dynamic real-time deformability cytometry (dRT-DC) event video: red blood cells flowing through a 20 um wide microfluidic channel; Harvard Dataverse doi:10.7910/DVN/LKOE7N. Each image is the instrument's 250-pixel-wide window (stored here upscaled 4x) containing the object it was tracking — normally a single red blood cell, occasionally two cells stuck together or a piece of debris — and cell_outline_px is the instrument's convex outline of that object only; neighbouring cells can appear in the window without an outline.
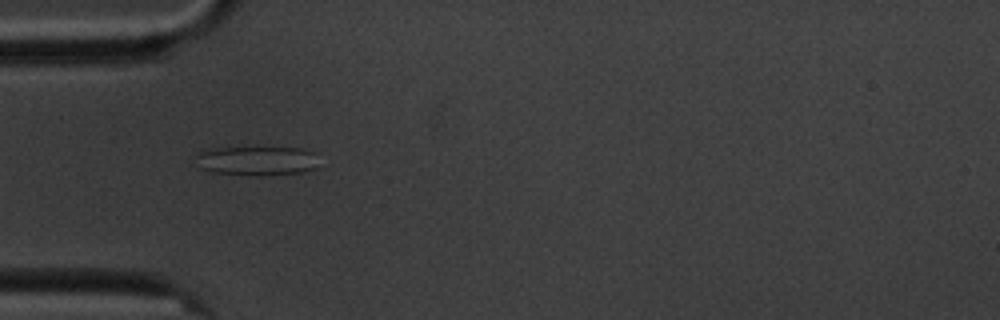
{"species": "common noctule bat (a hibernating species)", "species_latin": "Nyctalus noctula", "temperature_condition": "cold", "stored_images_in_passage": 2, "camera_frame_rate_fps": 3000, "um_per_image_px": 0.085, "animal": {"sex": "male", "body_mass_g": 20.1, "forearm_length_mm": 53.5}, "frame": {"image": 1, "passage_image": 1, "time_ms": 0.0, "image_size_px": [1000, 320], "cell_outline_px": [[316, 168], [304, 172], [260, 176], [212, 172], [200, 168], [196, 156], [196, 152], [212, 148], [304, 148], [316, 152]], "centroid_in_image_um": [21.85, 13.67], "position_along_channel_um": 63.1, "area_um2": 21.1}}
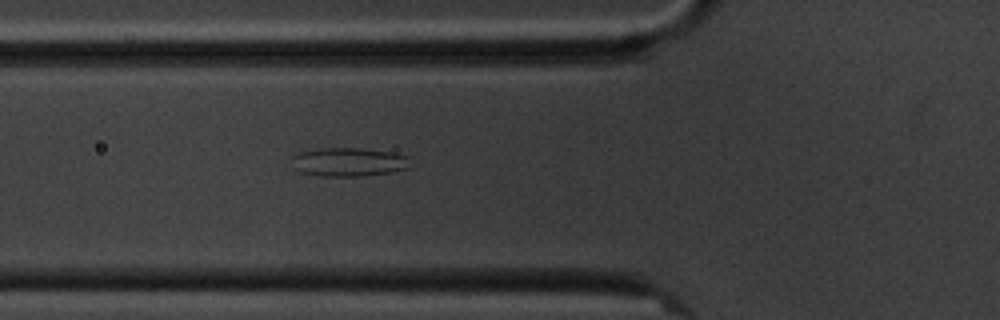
{"frame": {"image": 2, "passage_image": 2, "time_ms": 1.0, "image_size_px": [1000, 320], "cell_outline_px": [[408, 168], [392, 172], [360, 176], [324, 176], [300, 172], [296, 168], [292, 156], [300, 152], [320, 148], [360, 148], [388, 152], [408, 156]], "centroid_in_image_um": [29.64, 13.77], "position_along_channel_um": 96.2, "area_um2": 19.48}}